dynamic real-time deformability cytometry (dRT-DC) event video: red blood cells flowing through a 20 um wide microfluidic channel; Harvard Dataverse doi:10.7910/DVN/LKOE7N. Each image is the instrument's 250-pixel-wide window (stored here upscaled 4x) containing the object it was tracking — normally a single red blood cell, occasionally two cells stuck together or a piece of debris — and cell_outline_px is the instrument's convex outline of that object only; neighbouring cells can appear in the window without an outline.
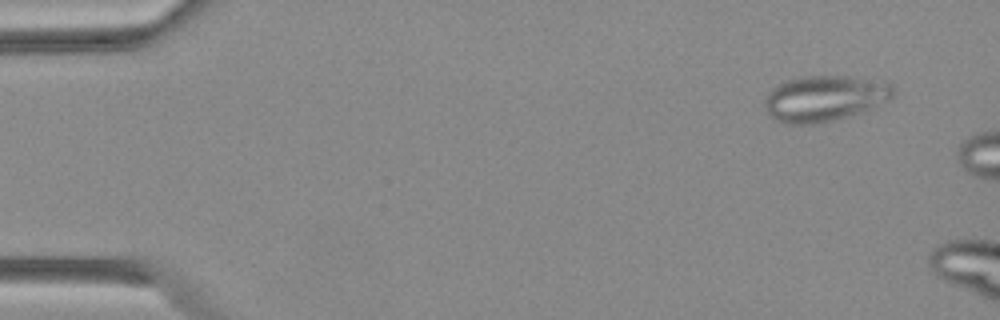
{"species": "Egyptian fruit bat (a non-hibernating species)", "species_latin": "Rousettus aegyptiacus", "temperature_condition": "warm", "stored_images_in_passage": 10, "camera_frame_rate_fps": 3000, "um_per_image_px": 0.085, "animal": {"sex": "female"}, "frame": {"image": 1, "passage_image": 4, "time_ms": 1.0, "image_size_px": [1000, 320], "cell_outline_px": [[892, 96], [888, 100], [872, 108], [844, 116], [812, 124], [792, 124], [776, 120], [768, 116], [764, 104], [764, 100], [768, 92], [772, 88], [788, 80], [804, 76], [848, 76], [892, 84]], "centroid_in_image_um": [70.02, 8.36], "position_along_channel_um": 15.0, "area_um2": 33.58}}